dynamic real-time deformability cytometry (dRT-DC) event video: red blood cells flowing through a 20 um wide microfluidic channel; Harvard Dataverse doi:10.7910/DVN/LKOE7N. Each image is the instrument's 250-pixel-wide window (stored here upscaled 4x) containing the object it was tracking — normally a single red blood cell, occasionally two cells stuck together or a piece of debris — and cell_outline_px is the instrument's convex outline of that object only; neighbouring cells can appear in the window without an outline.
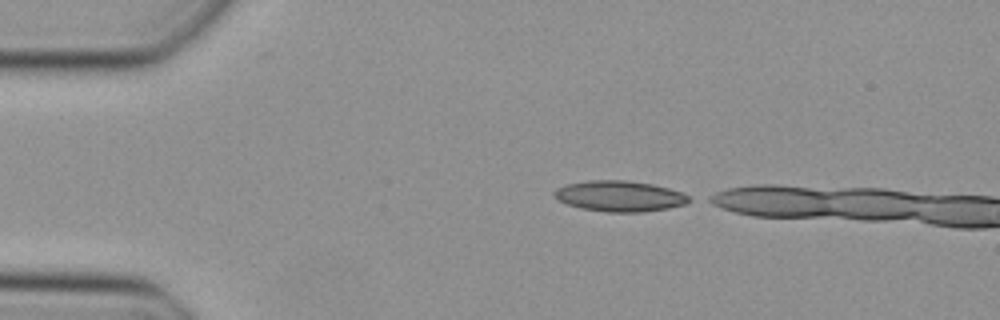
{"species": "Egyptian fruit bat (a non-hibernating species)", "species_latin": "Rousettus aegyptiacus", "temperature_condition": "cold", "stored_images_in_passage": 3, "camera_frame_rate_fps": 3000, "um_per_image_px": 0.085, "animal": {"sex": "female"}, "frame": {"image": 1, "passage_image": 1, "time_ms": 0.0, "image_size_px": [1000, 320], "cell_outline_px": [[692, 200], [684, 204], [668, 208], [644, 212], [608, 212], [580, 208], [568, 204], [552, 196], [552, 192], [556, 188], [568, 184], [588, 180], [624, 180], [652, 184], [684, 192], [692, 196]], "centroid_in_image_um": [52.69, 16.67], "position_along_channel_um": 32.3, "area_um2": 24.28}}